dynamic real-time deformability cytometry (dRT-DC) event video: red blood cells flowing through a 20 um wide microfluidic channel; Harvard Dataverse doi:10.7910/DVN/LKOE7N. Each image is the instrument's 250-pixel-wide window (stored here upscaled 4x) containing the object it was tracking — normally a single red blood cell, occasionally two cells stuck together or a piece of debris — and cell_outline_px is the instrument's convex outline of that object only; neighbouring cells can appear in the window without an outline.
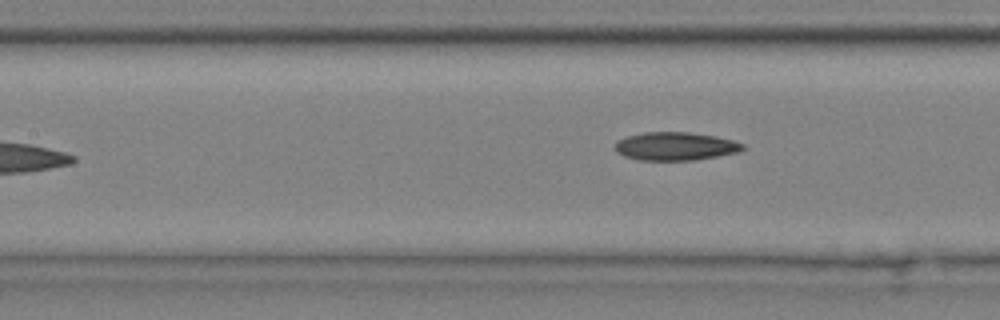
{"species": "common noctule bat (a hibernating species)", "species_latin": "Nyctalus noctula", "temperature_condition": "cold", "stored_images_in_passage": 9, "camera_frame_rate_fps": 3000, "um_per_image_px": 0.085, "animal": {"sex": "male", "body_mass_g": 20.4}, "frame": {"image": 1, "passage_image": 9, "time_ms": 2.667, "image_size_px": [1000, 320], "cell_outline_px": [[748, 148], [740, 152], [696, 160], [640, 160], [624, 156], [616, 152], [616, 140], [628, 136], [644, 132], [688, 132], [716, 136], [732, 140], [744, 144]], "centroid_in_image_um": [57.45, 12.43], "position_along_channel_um": 149.9, "area_um2": 21.15}}